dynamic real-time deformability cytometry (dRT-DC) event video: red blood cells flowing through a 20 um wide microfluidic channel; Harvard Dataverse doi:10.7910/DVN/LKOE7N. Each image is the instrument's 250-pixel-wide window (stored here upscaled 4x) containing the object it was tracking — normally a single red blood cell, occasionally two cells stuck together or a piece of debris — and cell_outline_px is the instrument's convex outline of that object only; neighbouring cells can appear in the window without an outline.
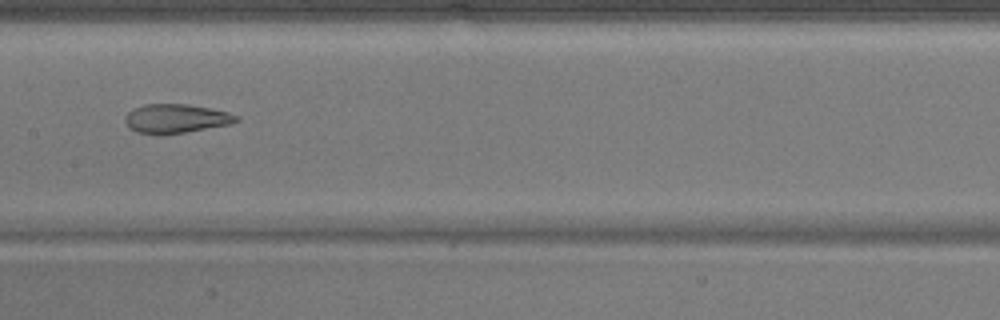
{"species": "common noctule bat (a hibernating species)", "species_latin": "Nyctalus noctula", "temperature_condition": "warm", "stored_images_in_passage": 41, "camera_frame_rate_fps": 3000, "um_per_image_px": 0.085, "animal": {"sex": "male", "body_mass_g": 17.9}, "frame": {"image": 1, "passage_image": 16, "time_ms": 5.0, "image_size_px": [1000, 320], "cell_outline_px": [[240, 120], [232, 124], [184, 132], [136, 132], [128, 128], [124, 120], [124, 116], [132, 108], [144, 104], [188, 104], [212, 108], [228, 112], [240, 116]], "centroid_in_image_um": [14.98, 10.04], "position_along_channel_um": 192.4, "area_um2": 18.61}}
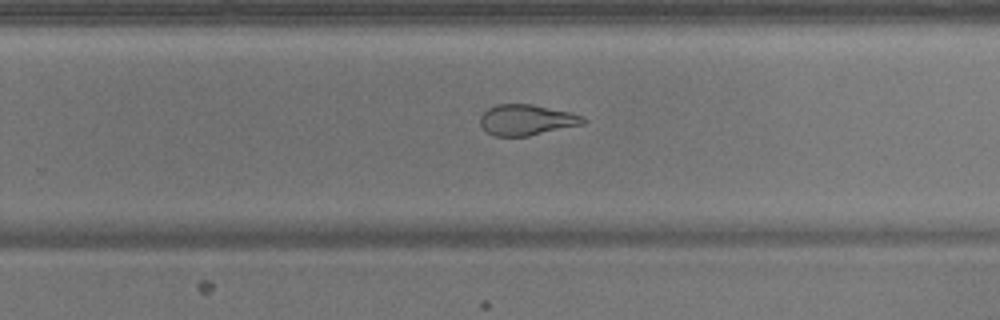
{"frame": {"image": 2, "passage_image": 23, "time_ms": 7.333, "image_size_px": [1000, 320], "cell_outline_px": [[588, 120], [584, 124], [528, 136], [496, 136], [488, 132], [480, 124], [480, 116], [488, 108], [496, 104], [532, 104], [572, 112], [584, 116]], "centroid_in_image_um": [44.8, 10.18], "position_along_channel_um": 285.0, "area_um2": 18.55}}
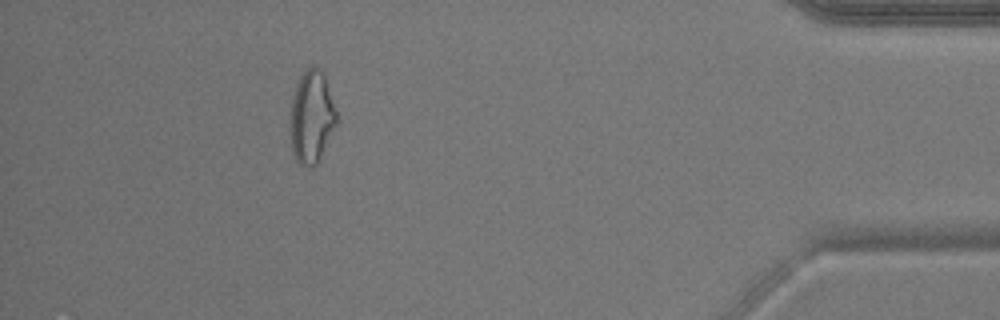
{"frame": {"image": 3, "passage_image": 36, "time_ms": 11.667, "image_size_px": [1000, 320], "cell_outline_px": [[336, 124], [316, 164], [308, 168], [300, 164], [296, 160], [292, 152], [292, 96], [300, 76], [312, 64], [316, 64], [324, 72], [336, 112]], "centroid_in_image_um": [26.5, 9.89], "position_along_channel_um": 408.7, "area_um2": 24.39}}